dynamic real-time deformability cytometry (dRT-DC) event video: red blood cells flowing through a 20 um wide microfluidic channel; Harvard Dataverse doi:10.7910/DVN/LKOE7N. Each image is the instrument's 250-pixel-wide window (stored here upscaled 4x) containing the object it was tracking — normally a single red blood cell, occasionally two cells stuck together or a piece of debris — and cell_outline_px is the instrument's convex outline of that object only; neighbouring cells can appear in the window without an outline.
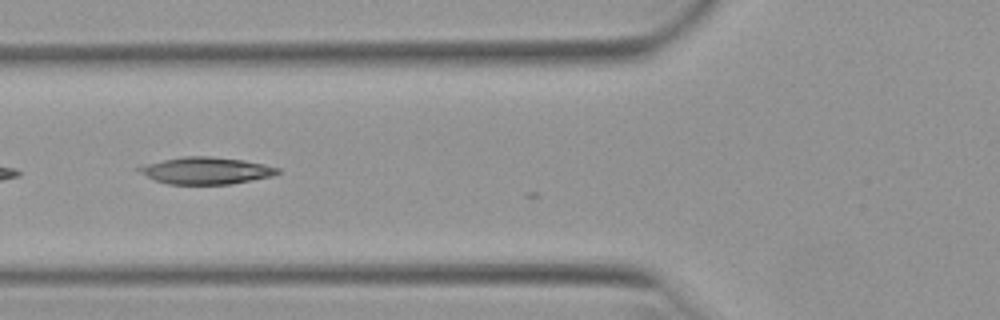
{"species": "Egyptian fruit bat (a non-hibernating species)", "species_latin": "Rousettus aegyptiacus", "temperature_condition": "warm", "stored_images_in_passage": 5, "camera_frame_rate_fps": 3000, "um_per_image_px": 0.085, "animal": {"sex": "female"}, "frame": {"image": 1, "passage_image": 4, "time_ms": 1.0, "image_size_px": [1000, 320], "cell_outline_px": [[280, 172], [272, 176], [228, 184], [168, 184], [156, 180], [148, 176], [136, 168], [140, 164], [184, 156], [208, 156], [244, 160], [264, 164], [280, 168]], "centroid_in_image_um": [17.5, 14.49], "position_along_channel_um": 108.3, "area_um2": 21.62}}